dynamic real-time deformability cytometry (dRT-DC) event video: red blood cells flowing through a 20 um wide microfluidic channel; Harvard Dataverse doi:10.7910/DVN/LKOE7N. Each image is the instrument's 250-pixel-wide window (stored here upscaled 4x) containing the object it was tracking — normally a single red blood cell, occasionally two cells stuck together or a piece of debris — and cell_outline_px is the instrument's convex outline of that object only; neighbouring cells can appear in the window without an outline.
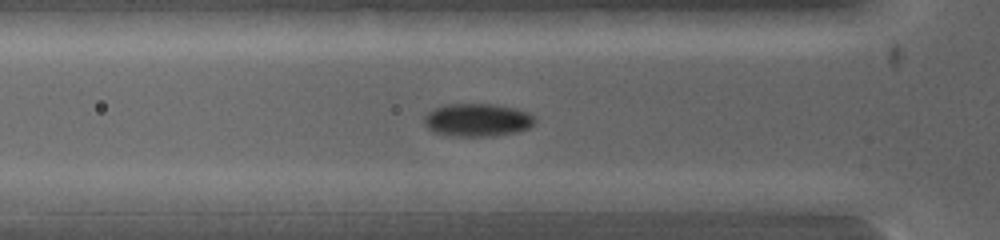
{"species": "common noctule bat (a hibernating species)", "species_latin": "Nyctalus noctula", "temperature_condition": "warm", "stored_images_in_passage": 14, "camera_frame_rate_fps": 5000, "um_per_image_px": 0.085, "animal": {"sex": "female", "body_mass_g": 19.0, "forearm_length_mm": 53.3}, "frame": {"image": 1, "passage_image": 14, "time_ms": 2.4, "image_size_px": [1000, 240], "cell_outline_px": [[536, 120], [528, 128], [516, 132], [496, 136], [452, 136], [432, 132], [424, 124], [424, 116], [428, 112], [444, 104], [492, 104], [512, 108], [528, 112]], "centroid_in_image_um": [40.54, 10.21], "position_along_channel_um": 85.3, "area_um2": 21.21}}